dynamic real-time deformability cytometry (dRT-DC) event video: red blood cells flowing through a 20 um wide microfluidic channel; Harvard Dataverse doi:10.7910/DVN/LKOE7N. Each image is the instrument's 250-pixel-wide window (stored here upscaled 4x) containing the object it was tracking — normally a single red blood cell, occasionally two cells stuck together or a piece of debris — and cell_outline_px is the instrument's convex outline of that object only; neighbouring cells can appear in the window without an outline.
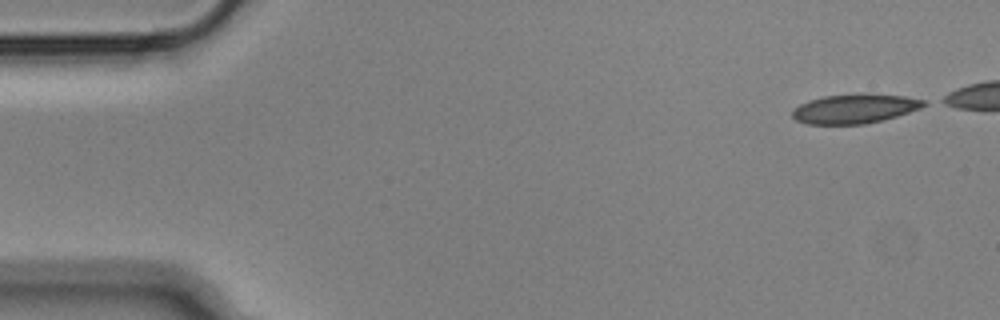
{"species": "Egyptian fruit bat (a non-hibernating species)", "species_latin": "Rousettus aegyptiacus", "temperature_condition": "cold", "stored_images_in_passage": 46, "camera_frame_rate_fps": 3000, "um_per_image_px": 0.085, "animal": {"sex": "male"}, "frame": {"image": 1, "passage_image": 1, "time_ms": 0.0, "image_size_px": [1000, 320], "cell_outline_px": [[928, 104], [920, 108], [884, 120], [864, 124], [808, 124], [796, 120], [792, 116], [792, 108], [808, 100], [824, 96], [904, 96], [924, 100]], "centroid_in_image_um": [72.59, 9.28], "position_along_channel_um": 12.4, "area_um2": 21.62}}
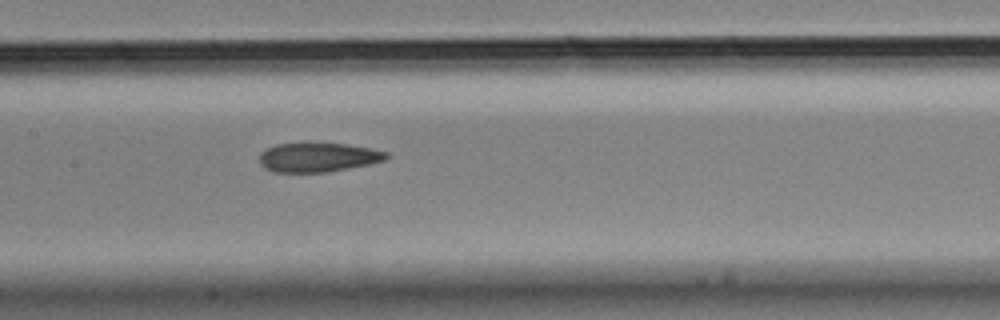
{"frame": {"image": 2, "passage_image": 24, "time_ms": 7.667, "image_size_px": [1000, 320], "cell_outline_px": [[388, 156], [384, 160], [368, 164], [328, 172], [272, 172], [264, 168], [260, 164], [260, 152], [276, 144], [344, 144], [372, 148], [388, 152]], "centroid_in_image_um": [27.01, 13.38], "position_along_channel_um": 180.4, "area_um2": 21.33}}
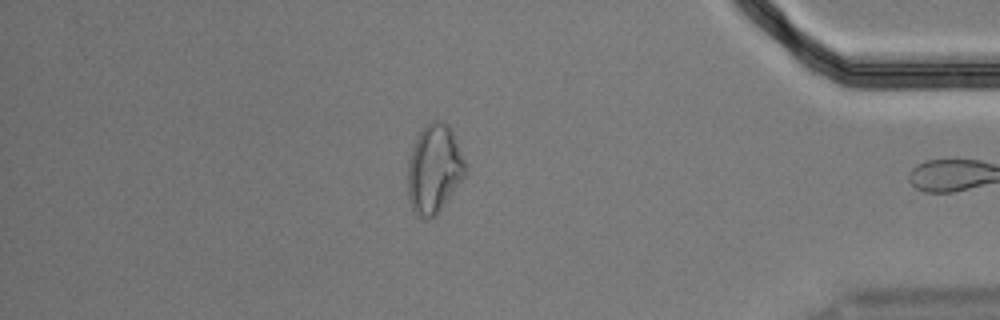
{"frame": {"image": 3, "passage_image": 45, "time_ms": 14.667, "image_size_px": [1000, 320], "cell_outline_px": [[468, 172], [436, 216], [424, 220], [416, 216], [412, 208], [408, 196], [408, 160], [412, 148], [424, 124], [432, 120], [444, 120], [448, 124], [456, 140], [464, 160]], "centroid_in_image_um": [36.9, 14.37], "position_along_channel_um": 398.3, "area_um2": 30.0}, "authors_computed_cell_mechanics": {"area_um2": 22.9755, "velocity_mm_per_s": 3.6197, "shape_relaxation_time_tau1_ms": null, "shape_relaxation_time_tau2_ms": 5.3532, "deformation_change_tau1": null, "deformation_change_tau2": 0.1299}}